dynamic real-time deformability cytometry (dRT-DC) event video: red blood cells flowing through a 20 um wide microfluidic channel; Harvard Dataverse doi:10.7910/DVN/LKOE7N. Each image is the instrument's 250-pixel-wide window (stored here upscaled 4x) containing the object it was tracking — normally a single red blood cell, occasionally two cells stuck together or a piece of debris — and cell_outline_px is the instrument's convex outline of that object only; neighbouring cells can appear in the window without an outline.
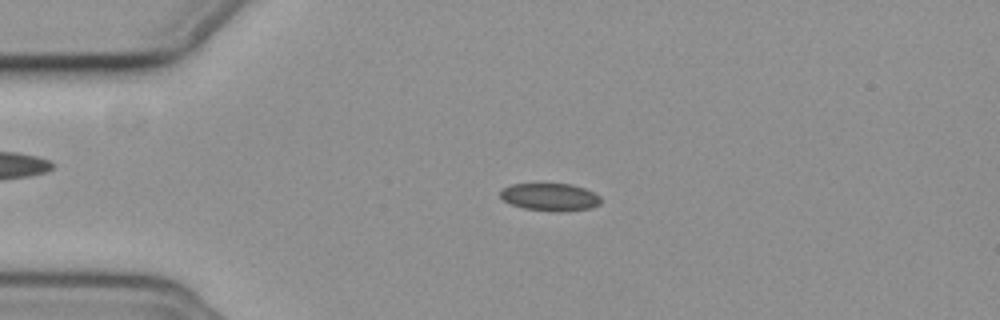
{"species": "common noctule bat (a hibernating species)", "species_latin": "Nyctalus noctula", "temperature_condition": "cold", "stored_images_in_passage": 52, "camera_frame_rate_fps": 3000, "um_per_image_px": 0.085, "animal": {"sex": "female", "body_mass_g": 19.3, "forearm_length_mm": 54.1}, "frame": {"image": 1, "passage_image": 9, "time_ms": 2.667, "image_size_px": [1000, 320], "cell_outline_px": [[600, 204], [592, 208], [560, 212], [556, 212], [524, 208], [512, 204], [504, 200], [500, 196], [500, 192], [504, 188], [512, 184], [572, 184], [584, 188], [600, 196]], "centroid_in_image_um": [46.78, 16.75], "position_along_channel_um": 38.2, "area_um2": 16.07}}
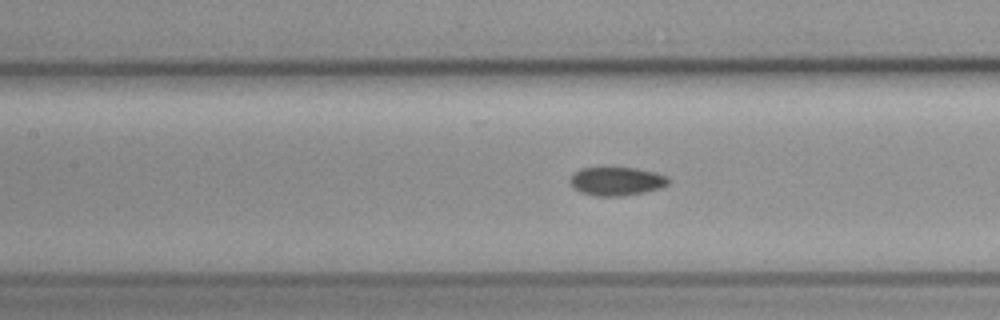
{"frame": {"image": 2, "passage_image": 21, "time_ms": 6.667, "image_size_px": [1000, 320], "cell_outline_px": [[672, 180], [668, 184], [660, 188], [644, 192], [620, 196], [592, 196], [580, 192], [568, 180], [572, 172], [580, 168], [636, 168], [656, 172], [668, 176]], "centroid_in_image_um": [52.42, 15.4], "position_along_channel_um": 155.0, "area_um2": 16.53}}
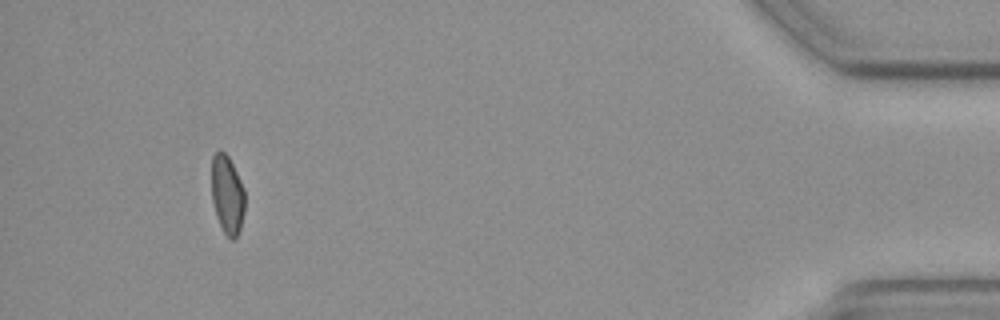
{"frame": {"image": 3, "passage_image": 48, "time_ms": 15.667, "image_size_px": [1000, 320], "cell_outline_px": [[244, 212], [240, 228], [236, 240], [232, 240], [224, 232], [216, 216], [212, 200], [212, 156], [216, 152], [224, 152], [228, 156], [244, 188]], "centroid_in_image_um": [19.32, 16.57], "position_along_channel_um": 415.9, "area_um2": 15.09}, "authors_computed_cell_mechanics": {"area_um2": 16.184, "velocity_mm_per_s": 3.732, "shape_relaxation_time_tau1_ms": null, "shape_relaxation_time_tau2_ms": 4.5083, "deformation_change_tau1": null, "deformation_change_tau2": 0.071}}